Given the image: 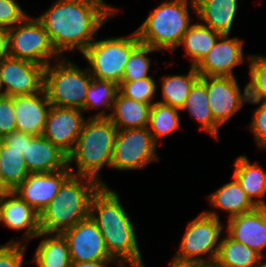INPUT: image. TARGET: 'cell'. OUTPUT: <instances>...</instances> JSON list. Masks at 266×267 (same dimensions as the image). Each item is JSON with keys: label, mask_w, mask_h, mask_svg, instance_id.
<instances>
[{"label": "cell", "mask_w": 266, "mask_h": 267, "mask_svg": "<svg viewBox=\"0 0 266 267\" xmlns=\"http://www.w3.org/2000/svg\"><path fill=\"white\" fill-rule=\"evenodd\" d=\"M169 264H170L169 267H187L186 262L178 261V260H175L174 258L172 259V261ZM136 267H146V266L144 265V262L142 261Z\"/></svg>", "instance_id": "7bdbcfd3"}, {"label": "cell", "mask_w": 266, "mask_h": 267, "mask_svg": "<svg viewBox=\"0 0 266 267\" xmlns=\"http://www.w3.org/2000/svg\"><path fill=\"white\" fill-rule=\"evenodd\" d=\"M23 158L29 173H50L68 168V155L42 135L26 133Z\"/></svg>", "instance_id": "d6986e66"}, {"label": "cell", "mask_w": 266, "mask_h": 267, "mask_svg": "<svg viewBox=\"0 0 266 267\" xmlns=\"http://www.w3.org/2000/svg\"><path fill=\"white\" fill-rule=\"evenodd\" d=\"M67 57L48 64L44 71V90L52 106L85 112V98L92 75Z\"/></svg>", "instance_id": "8992f818"}, {"label": "cell", "mask_w": 266, "mask_h": 267, "mask_svg": "<svg viewBox=\"0 0 266 267\" xmlns=\"http://www.w3.org/2000/svg\"><path fill=\"white\" fill-rule=\"evenodd\" d=\"M153 52L160 51L140 42L132 50L128 58L122 81H135L141 78L152 77L149 74L152 60L148 54Z\"/></svg>", "instance_id": "d6a6232c"}, {"label": "cell", "mask_w": 266, "mask_h": 267, "mask_svg": "<svg viewBox=\"0 0 266 267\" xmlns=\"http://www.w3.org/2000/svg\"><path fill=\"white\" fill-rule=\"evenodd\" d=\"M189 9L196 15L195 0L162 1L135 30L139 41L160 52L173 53L196 19L191 18Z\"/></svg>", "instance_id": "5b68a950"}, {"label": "cell", "mask_w": 266, "mask_h": 267, "mask_svg": "<svg viewBox=\"0 0 266 267\" xmlns=\"http://www.w3.org/2000/svg\"><path fill=\"white\" fill-rule=\"evenodd\" d=\"M118 91L116 82L92 78L85 98V112L99 110L90 118H108Z\"/></svg>", "instance_id": "f546056e"}, {"label": "cell", "mask_w": 266, "mask_h": 267, "mask_svg": "<svg viewBox=\"0 0 266 267\" xmlns=\"http://www.w3.org/2000/svg\"><path fill=\"white\" fill-rule=\"evenodd\" d=\"M200 78L195 66H190L188 74L165 75L161 77V99L157 102L178 108L181 110L191 87Z\"/></svg>", "instance_id": "83f0119b"}, {"label": "cell", "mask_w": 266, "mask_h": 267, "mask_svg": "<svg viewBox=\"0 0 266 267\" xmlns=\"http://www.w3.org/2000/svg\"><path fill=\"white\" fill-rule=\"evenodd\" d=\"M9 56V29L0 26V60Z\"/></svg>", "instance_id": "60d3db41"}, {"label": "cell", "mask_w": 266, "mask_h": 267, "mask_svg": "<svg viewBox=\"0 0 266 267\" xmlns=\"http://www.w3.org/2000/svg\"><path fill=\"white\" fill-rule=\"evenodd\" d=\"M158 83L153 77L135 81H121L119 91L126 97L147 104H154Z\"/></svg>", "instance_id": "e575fe53"}, {"label": "cell", "mask_w": 266, "mask_h": 267, "mask_svg": "<svg viewBox=\"0 0 266 267\" xmlns=\"http://www.w3.org/2000/svg\"><path fill=\"white\" fill-rule=\"evenodd\" d=\"M71 174L69 168L50 173H30L13 192L40 213L55 198L62 183Z\"/></svg>", "instance_id": "e0dca14e"}, {"label": "cell", "mask_w": 266, "mask_h": 267, "mask_svg": "<svg viewBox=\"0 0 266 267\" xmlns=\"http://www.w3.org/2000/svg\"><path fill=\"white\" fill-rule=\"evenodd\" d=\"M157 146L147 127L118 130L110 168L119 171L145 169L160 160Z\"/></svg>", "instance_id": "30bf717a"}, {"label": "cell", "mask_w": 266, "mask_h": 267, "mask_svg": "<svg viewBox=\"0 0 266 267\" xmlns=\"http://www.w3.org/2000/svg\"><path fill=\"white\" fill-rule=\"evenodd\" d=\"M0 95H3V86H2L1 76H0Z\"/></svg>", "instance_id": "bcb514c9"}, {"label": "cell", "mask_w": 266, "mask_h": 267, "mask_svg": "<svg viewBox=\"0 0 266 267\" xmlns=\"http://www.w3.org/2000/svg\"><path fill=\"white\" fill-rule=\"evenodd\" d=\"M16 130L41 136L51 107L45 90L32 95L14 96Z\"/></svg>", "instance_id": "ffe728a7"}, {"label": "cell", "mask_w": 266, "mask_h": 267, "mask_svg": "<svg viewBox=\"0 0 266 267\" xmlns=\"http://www.w3.org/2000/svg\"><path fill=\"white\" fill-rule=\"evenodd\" d=\"M9 56L43 66L61 58L42 24L30 15L9 28Z\"/></svg>", "instance_id": "9c48e42d"}, {"label": "cell", "mask_w": 266, "mask_h": 267, "mask_svg": "<svg viewBox=\"0 0 266 267\" xmlns=\"http://www.w3.org/2000/svg\"><path fill=\"white\" fill-rule=\"evenodd\" d=\"M26 244H0V267H23L25 264Z\"/></svg>", "instance_id": "74e56055"}, {"label": "cell", "mask_w": 266, "mask_h": 267, "mask_svg": "<svg viewBox=\"0 0 266 267\" xmlns=\"http://www.w3.org/2000/svg\"><path fill=\"white\" fill-rule=\"evenodd\" d=\"M0 223L6 228L23 231L21 240L12 239L6 243L26 244L36 239L41 232L39 213L13 191H2L0 196Z\"/></svg>", "instance_id": "5bb4252c"}, {"label": "cell", "mask_w": 266, "mask_h": 267, "mask_svg": "<svg viewBox=\"0 0 266 267\" xmlns=\"http://www.w3.org/2000/svg\"><path fill=\"white\" fill-rule=\"evenodd\" d=\"M205 85L214 121L222 127L248 103V87L243 92L236 77L200 76Z\"/></svg>", "instance_id": "8fae6325"}, {"label": "cell", "mask_w": 266, "mask_h": 267, "mask_svg": "<svg viewBox=\"0 0 266 267\" xmlns=\"http://www.w3.org/2000/svg\"><path fill=\"white\" fill-rule=\"evenodd\" d=\"M41 238L31 261L37 267H71V257L66 238L61 233L40 232Z\"/></svg>", "instance_id": "cb8c5ba5"}, {"label": "cell", "mask_w": 266, "mask_h": 267, "mask_svg": "<svg viewBox=\"0 0 266 267\" xmlns=\"http://www.w3.org/2000/svg\"><path fill=\"white\" fill-rule=\"evenodd\" d=\"M140 43L133 31L127 37L95 39L82 53L93 78L121 83L128 58Z\"/></svg>", "instance_id": "52a82bcc"}, {"label": "cell", "mask_w": 266, "mask_h": 267, "mask_svg": "<svg viewBox=\"0 0 266 267\" xmlns=\"http://www.w3.org/2000/svg\"><path fill=\"white\" fill-rule=\"evenodd\" d=\"M7 146L10 147V150H16L22 155L25 153L26 149V133L20 131H13L12 133L4 136L1 139Z\"/></svg>", "instance_id": "ab89813d"}, {"label": "cell", "mask_w": 266, "mask_h": 267, "mask_svg": "<svg viewBox=\"0 0 266 267\" xmlns=\"http://www.w3.org/2000/svg\"><path fill=\"white\" fill-rule=\"evenodd\" d=\"M187 267H219V266L215 262H213V263H198V264L187 263Z\"/></svg>", "instance_id": "ee69618b"}, {"label": "cell", "mask_w": 266, "mask_h": 267, "mask_svg": "<svg viewBox=\"0 0 266 267\" xmlns=\"http://www.w3.org/2000/svg\"><path fill=\"white\" fill-rule=\"evenodd\" d=\"M1 173H2V170H1V163H0V189H1Z\"/></svg>", "instance_id": "7dc6e473"}, {"label": "cell", "mask_w": 266, "mask_h": 267, "mask_svg": "<svg viewBox=\"0 0 266 267\" xmlns=\"http://www.w3.org/2000/svg\"><path fill=\"white\" fill-rule=\"evenodd\" d=\"M1 190L13 191L30 174L26 168L23 155L10 150L0 139Z\"/></svg>", "instance_id": "4dcf8cb0"}, {"label": "cell", "mask_w": 266, "mask_h": 267, "mask_svg": "<svg viewBox=\"0 0 266 267\" xmlns=\"http://www.w3.org/2000/svg\"><path fill=\"white\" fill-rule=\"evenodd\" d=\"M101 186L91 178L71 174L55 198L39 213L40 231L62 234L87 218L93 195Z\"/></svg>", "instance_id": "3957f363"}, {"label": "cell", "mask_w": 266, "mask_h": 267, "mask_svg": "<svg viewBox=\"0 0 266 267\" xmlns=\"http://www.w3.org/2000/svg\"><path fill=\"white\" fill-rule=\"evenodd\" d=\"M151 104L135 101L118 91L108 119L118 130L148 126Z\"/></svg>", "instance_id": "d4e9b609"}, {"label": "cell", "mask_w": 266, "mask_h": 267, "mask_svg": "<svg viewBox=\"0 0 266 267\" xmlns=\"http://www.w3.org/2000/svg\"><path fill=\"white\" fill-rule=\"evenodd\" d=\"M262 258L255 250L223 233L215 263L219 267H256Z\"/></svg>", "instance_id": "f1b7e54d"}, {"label": "cell", "mask_w": 266, "mask_h": 267, "mask_svg": "<svg viewBox=\"0 0 266 267\" xmlns=\"http://www.w3.org/2000/svg\"><path fill=\"white\" fill-rule=\"evenodd\" d=\"M45 67L11 56L0 60V76L3 95L22 96L40 93L44 90Z\"/></svg>", "instance_id": "7c38bea8"}, {"label": "cell", "mask_w": 266, "mask_h": 267, "mask_svg": "<svg viewBox=\"0 0 266 267\" xmlns=\"http://www.w3.org/2000/svg\"><path fill=\"white\" fill-rule=\"evenodd\" d=\"M264 259L265 258L263 257L256 267H266V260H264Z\"/></svg>", "instance_id": "f6af8a7d"}, {"label": "cell", "mask_w": 266, "mask_h": 267, "mask_svg": "<svg viewBox=\"0 0 266 267\" xmlns=\"http://www.w3.org/2000/svg\"><path fill=\"white\" fill-rule=\"evenodd\" d=\"M85 120L83 110L51 105L42 136L69 155L76 145Z\"/></svg>", "instance_id": "9a60e30c"}, {"label": "cell", "mask_w": 266, "mask_h": 267, "mask_svg": "<svg viewBox=\"0 0 266 267\" xmlns=\"http://www.w3.org/2000/svg\"><path fill=\"white\" fill-rule=\"evenodd\" d=\"M119 194L108 186H101L91 200L90 217L96 222L110 256L118 265L136 267L143 261L136 227Z\"/></svg>", "instance_id": "7a4b0ae2"}, {"label": "cell", "mask_w": 266, "mask_h": 267, "mask_svg": "<svg viewBox=\"0 0 266 267\" xmlns=\"http://www.w3.org/2000/svg\"><path fill=\"white\" fill-rule=\"evenodd\" d=\"M224 229L231 238L266 258L263 251L266 248V207H257L228 219Z\"/></svg>", "instance_id": "ac0fdd59"}, {"label": "cell", "mask_w": 266, "mask_h": 267, "mask_svg": "<svg viewBox=\"0 0 266 267\" xmlns=\"http://www.w3.org/2000/svg\"><path fill=\"white\" fill-rule=\"evenodd\" d=\"M222 34L203 23H192L182 37L179 47L183 46L185 57H189L190 66H196L206 56Z\"/></svg>", "instance_id": "4316f807"}, {"label": "cell", "mask_w": 266, "mask_h": 267, "mask_svg": "<svg viewBox=\"0 0 266 267\" xmlns=\"http://www.w3.org/2000/svg\"><path fill=\"white\" fill-rule=\"evenodd\" d=\"M117 10L105 0H56L36 19L56 52L64 57L65 52L82 54Z\"/></svg>", "instance_id": "6da1fadb"}, {"label": "cell", "mask_w": 266, "mask_h": 267, "mask_svg": "<svg viewBox=\"0 0 266 267\" xmlns=\"http://www.w3.org/2000/svg\"><path fill=\"white\" fill-rule=\"evenodd\" d=\"M250 104H258L253 111L249 128L253 133L257 148L266 150V101H248Z\"/></svg>", "instance_id": "d590c367"}, {"label": "cell", "mask_w": 266, "mask_h": 267, "mask_svg": "<svg viewBox=\"0 0 266 267\" xmlns=\"http://www.w3.org/2000/svg\"><path fill=\"white\" fill-rule=\"evenodd\" d=\"M249 65L248 101H266V56H247Z\"/></svg>", "instance_id": "836d02e7"}, {"label": "cell", "mask_w": 266, "mask_h": 267, "mask_svg": "<svg viewBox=\"0 0 266 267\" xmlns=\"http://www.w3.org/2000/svg\"><path fill=\"white\" fill-rule=\"evenodd\" d=\"M180 109L159 102L151 105L148 130L153 141L158 144L159 138L176 131L180 125Z\"/></svg>", "instance_id": "1f68e13d"}, {"label": "cell", "mask_w": 266, "mask_h": 267, "mask_svg": "<svg viewBox=\"0 0 266 267\" xmlns=\"http://www.w3.org/2000/svg\"><path fill=\"white\" fill-rule=\"evenodd\" d=\"M244 41L238 37L222 35L195 66L199 76L236 77L234 68L245 62Z\"/></svg>", "instance_id": "2e32d148"}, {"label": "cell", "mask_w": 266, "mask_h": 267, "mask_svg": "<svg viewBox=\"0 0 266 267\" xmlns=\"http://www.w3.org/2000/svg\"><path fill=\"white\" fill-rule=\"evenodd\" d=\"M195 4L197 20L222 35H230L238 0H195Z\"/></svg>", "instance_id": "7402d4cb"}, {"label": "cell", "mask_w": 266, "mask_h": 267, "mask_svg": "<svg viewBox=\"0 0 266 267\" xmlns=\"http://www.w3.org/2000/svg\"><path fill=\"white\" fill-rule=\"evenodd\" d=\"M69 246L72 263L114 260L96 222L90 215L62 233Z\"/></svg>", "instance_id": "4fadbf2b"}, {"label": "cell", "mask_w": 266, "mask_h": 267, "mask_svg": "<svg viewBox=\"0 0 266 267\" xmlns=\"http://www.w3.org/2000/svg\"><path fill=\"white\" fill-rule=\"evenodd\" d=\"M117 264V267H121L115 260H99V261H88L72 263L71 267H108L110 265Z\"/></svg>", "instance_id": "b9f144b4"}, {"label": "cell", "mask_w": 266, "mask_h": 267, "mask_svg": "<svg viewBox=\"0 0 266 267\" xmlns=\"http://www.w3.org/2000/svg\"><path fill=\"white\" fill-rule=\"evenodd\" d=\"M188 111L194 120L199 124V129L212 136L215 140H219V125L214 121L209 103L206 85L198 79L191 87L190 93L180 110Z\"/></svg>", "instance_id": "484cf974"}, {"label": "cell", "mask_w": 266, "mask_h": 267, "mask_svg": "<svg viewBox=\"0 0 266 267\" xmlns=\"http://www.w3.org/2000/svg\"><path fill=\"white\" fill-rule=\"evenodd\" d=\"M224 224L205 211L188 221L174 259L189 264L215 262Z\"/></svg>", "instance_id": "ba28073f"}, {"label": "cell", "mask_w": 266, "mask_h": 267, "mask_svg": "<svg viewBox=\"0 0 266 267\" xmlns=\"http://www.w3.org/2000/svg\"><path fill=\"white\" fill-rule=\"evenodd\" d=\"M118 129L108 118H88L77 139L73 151L68 155V168L73 175L84 176L108 186L101 180V169L111 167L114 140ZM75 163L76 172L71 164Z\"/></svg>", "instance_id": "277c9868"}, {"label": "cell", "mask_w": 266, "mask_h": 267, "mask_svg": "<svg viewBox=\"0 0 266 267\" xmlns=\"http://www.w3.org/2000/svg\"><path fill=\"white\" fill-rule=\"evenodd\" d=\"M234 173L232 176L238 181L242 189L245 191L249 199L257 207H266V170L246 155H240L233 163Z\"/></svg>", "instance_id": "603a6c76"}, {"label": "cell", "mask_w": 266, "mask_h": 267, "mask_svg": "<svg viewBox=\"0 0 266 267\" xmlns=\"http://www.w3.org/2000/svg\"><path fill=\"white\" fill-rule=\"evenodd\" d=\"M209 204L214 210H205L208 215L220 219V210L227 212L228 219L253 211L257 206L249 199L238 181L232 176V180L225 183L213 193L208 195ZM219 210L218 212L216 211Z\"/></svg>", "instance_id": "44dd1931"}, {"label": "cell", "mask_w": 266, "mask_h": 267, "mask_svg": "<svg viewBox=\"0 0 266 267\" xmlns=\"http://www.w3.org/2000/svg\"><path fill=\"white\" fill-rule=\"evenodd\" d=\"M15 130L14 98L0 95V139Z\"/></svg>", "instance_id": "f35d334b"}, {"label": "cell", "mask_w": 266, "mask_h": 267, "mask_svg": "<svg viewBox=\"0 0 266 267\" xmlns=\"http://www.w3.org/2000/svg\"><path fill=\"white\" fill-rule=\"evenodd\" d=\"M29 14L18 4L17 0H0V26L12 28L23 22Z\"/></svg>", "instance_id": "8d00e7d4"}]
</instances>
